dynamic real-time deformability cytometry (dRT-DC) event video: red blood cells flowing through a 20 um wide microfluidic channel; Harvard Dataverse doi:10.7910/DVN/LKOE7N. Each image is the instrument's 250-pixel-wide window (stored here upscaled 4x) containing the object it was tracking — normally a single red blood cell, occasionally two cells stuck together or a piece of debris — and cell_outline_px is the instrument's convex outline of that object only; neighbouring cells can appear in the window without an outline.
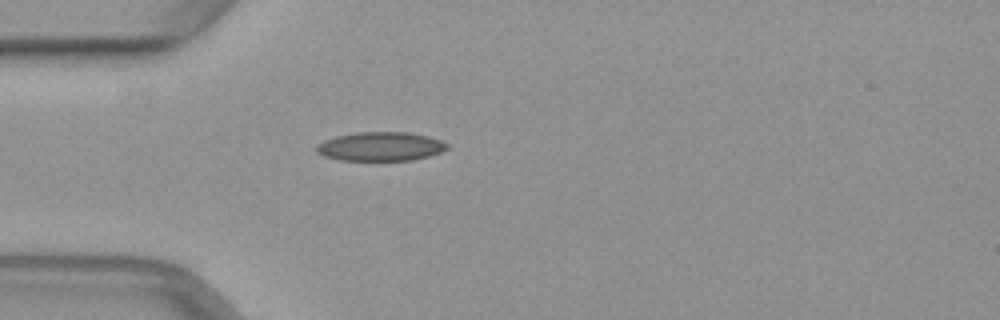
{"species": "common noctule bat (a hibernating species)", "species_latin": "Nyctalus noctula", "temperature_condition": "warm", "stored_images_in_passage": 32, "camera_frame_rate_fps": 3000, "um_per_image_px": 0.085, "animal": {"sex": "female", "body_mass_g": 29.2, "forearm_length_mm": 56.3}, "frame": {"image": 1, "passage_image": 2, "time_ms": 0.333, "image_size_px": [1000, 320], "cell_outline_px": [[448, 148], [440, 152], [428, 156], [412, 160], [340, 160], [324, 156], [316, 152], [316, 144], [324, 140], [336, 136], [356, 132], [408, 132], [428, 136], [440, 140], [448, 144]], "centroid_in_image_um": [32.32, 12.44], "position_along_channel_um": 52.7, "area_um2": 22.02}}
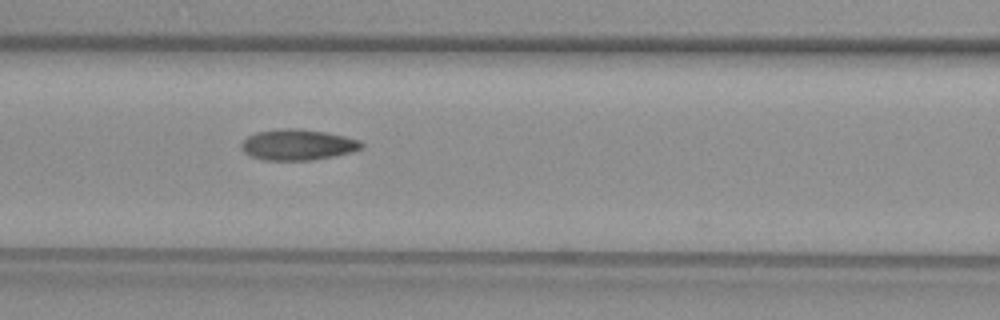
{"frame": {"image": 2, "passage_image": 9, "time_ms": 2.667, "image_size_px": [1000, 320], "cell_outline_px": [[364, 148], [352, 152], [336, 156], [312, 160], [264, 160], [252, 156], [244, 152], [240, 144], [248, 136], [256, 132], [280, 128], [296, 128], [324, 132], [344, 136], [360, 140], [364, 144]], "centroid_in_image_um": [25.34, 12.3], "position_along_channel_um": 141.3, "area_um2": 21.68}}
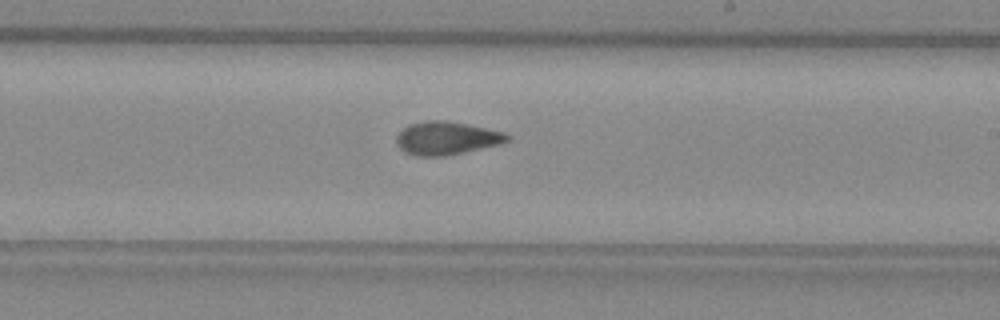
{"frame": {"image": 3, "passage_image": 17, "time_ms": 5.333, "image_size_px": [1000, 320], "cell_outline_px": [[512, 136], [508, 140], [500, 144], [444, 156], [416, 156], [404, 152], [396, 144], [396, 136], [408, 124], [424, 120], [448, 120], [468, 124], [504, 132]], "centroid_in_image_um": [37.93, 11.73], "position_along_channel_um": 251.1, "area_um2": 21.5}}